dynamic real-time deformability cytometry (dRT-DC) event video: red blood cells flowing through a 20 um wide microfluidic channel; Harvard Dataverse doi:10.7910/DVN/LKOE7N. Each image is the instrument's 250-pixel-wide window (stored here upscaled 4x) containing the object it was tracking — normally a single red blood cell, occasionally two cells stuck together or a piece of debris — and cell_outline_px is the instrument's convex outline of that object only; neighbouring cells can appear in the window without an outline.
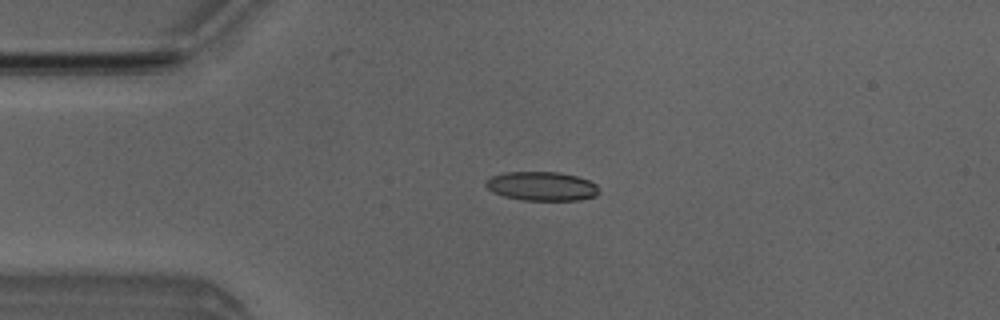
{"species": "Egyptian fruit bat (a non-hibernating species)", "species_latin": "Rousettus aegyptiacus", "temperature_condition": "room temperature", "stored_images_in_passage": 6, "camera_frame_rate_fps": 3000, "um_per_image_px": 0.085, "animal": {"sex": "male"}, "frame": {"image": 1, "passage_image": 2, "time_ms": 1.0, "image_size_px": [1000, 320], "cell_outline_px": [[600, 192], [596, 196], [576, 200], [524, 200], [504, 196], [492, 192], [484, 184], [484, 180], [492, 176], [504, 172], [560, 172], [576, 176], [588, 180], [596, 184]], "centroid_in_image_um": [46.03, 15.82], "position_along_channel_um": 39.0, "area_um2": 19.19}}
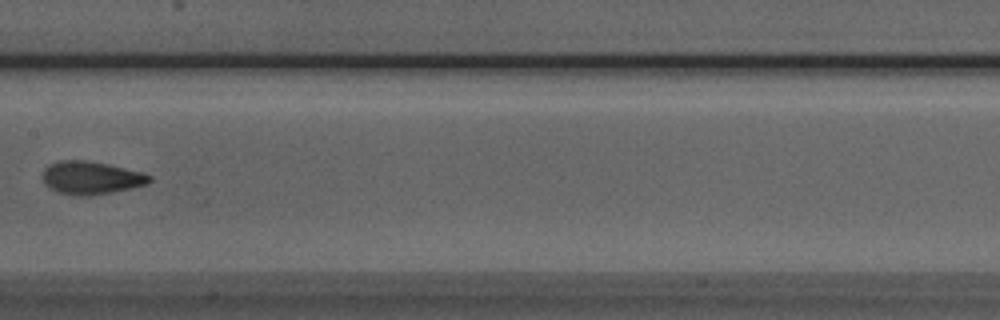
{"frame": {"image": 2, "passage_image": 6, "time_ms": 5.667, "image_size_px": [1000, 320], "cell_outline_px": [[152, 180], [148, 184], [112, 192], [92, 196], [76, 196], [60, 192], [48, 188], [44, 184], [44, 168], [48, 164], [60, 160], [84, 160], [108, 164], [140, 172], [152, 176]], "centroid_in_image_um": [7.73, 15.12], "position_along_channel_um": 199.7, "area_um2": 20.52}}